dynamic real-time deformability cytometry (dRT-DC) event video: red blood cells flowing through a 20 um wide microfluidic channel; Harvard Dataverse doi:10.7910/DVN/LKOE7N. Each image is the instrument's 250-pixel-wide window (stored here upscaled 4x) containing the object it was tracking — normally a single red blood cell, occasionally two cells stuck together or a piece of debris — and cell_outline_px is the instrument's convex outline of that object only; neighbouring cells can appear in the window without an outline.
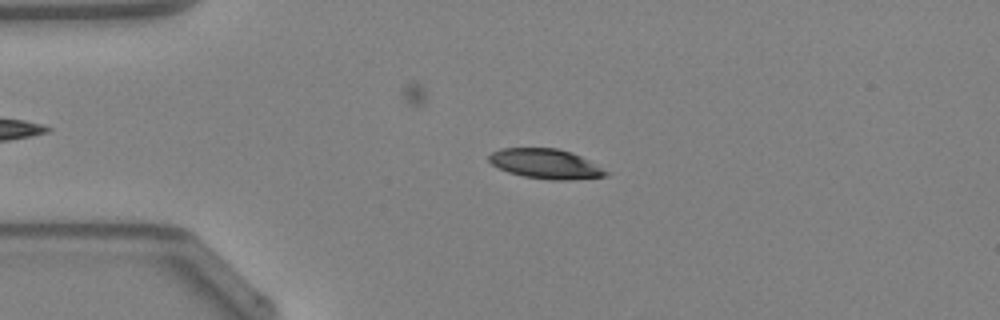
{"species": "Egyptian fruit bat (a non-hibernating species)", "species_latin": "Rousettus aegyptiacus", "temperature_condition": "warm", "stored_images_in_passage": 41, "camera_frame_rate_fps": 3000, "um_per_image_px": 0.085, "animal": {"sex": "female"}, "frame": {"image": 1, "passage_image": 11, "time_ms": 3.333, "image_size_px": [1000, 320], "cell_outline_px": [[608, 176], [568, 180], [548, 180], [524, 176], [508, 172], [492, 164], [488, 160], [488, 156], [492, 152], [500, 148], [556, 148], [580, 156], [588, 160], [608, 172]], "centroid_in_image_um": [46.35, 13.93], "position_along_channel_um": 38.7, "area_um2": 20.06}}
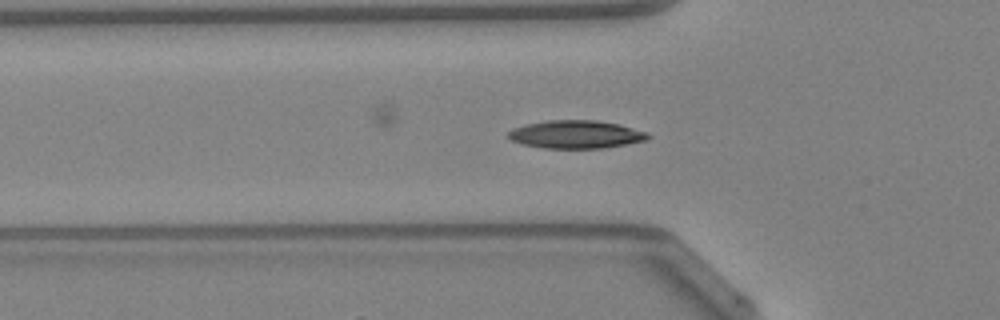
{"frame": {"image": 2, "passage_image": 16, "time_ms": 5.0, "image_size_px": [1000, 320], "cell_outline_px": [[652, 136], [644, 140], [604, 148], [544, 148], [524, 144], [512, 140], [508, 136], [508, 132], [512, 128], [528, 124], [548, 120], [596, 120], [620, 124], [648, 132]], "centroid_in_image_um": [48.98, 11.41], "position_along_channel_um": 76.8, "area_um2": 22.66}, "authors_computed_cell_mechanics": {"area_um2": 21.7906, "velocity_mm_per_s": 4.2558, "shape_relaxation_time_tau1_ms": 4.6679, "shape_relaxation_time_tau2_ms": 5.8823, "deformation_change_tau1": 0.157, "deformation_change_tau2": 0.1086}}